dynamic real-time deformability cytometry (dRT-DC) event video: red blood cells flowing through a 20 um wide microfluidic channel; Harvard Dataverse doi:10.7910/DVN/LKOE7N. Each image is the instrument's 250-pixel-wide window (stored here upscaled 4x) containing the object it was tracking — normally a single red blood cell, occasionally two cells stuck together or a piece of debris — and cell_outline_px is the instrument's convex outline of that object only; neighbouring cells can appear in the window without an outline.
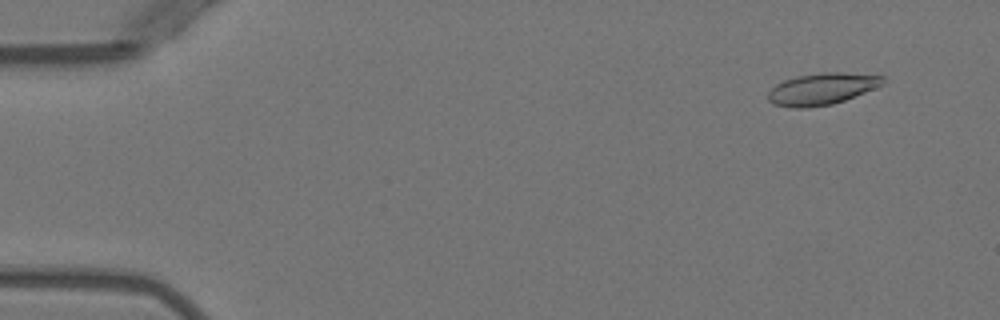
{"species": "Egyptian fruit bat (a non-hibernating species)", "species_latin": "Rousettus aegyptiacus", "temperature_condition": "warm", "stored_images_in_passage": 5, "camera_frame_rate_fps": 3000, "um_per_image_px": 0.085, "animal": {"sex": "female"}, "frame": {"image": 1, "passage_image": 2, "time_ms": 1.0, "image_size_px": [1000, 320], "cell_outline_px": [[884, 84], [876, 88], [844, 100], [832, 104], [808, 108], [792, 108], [772, 104], [768, 100], [768, 92], [776, 84], [784, 80], [796, 76], [824, 72], [840, 72], [884, 76]], "centroid_in_image_um": [69.84, 7.56], "position_along_channel_um": 15.2, "area_um2": 21.27}}
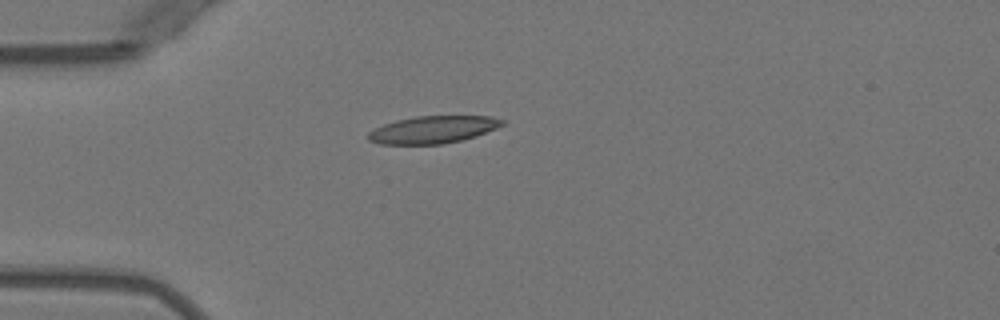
{"frame": {"image": 2, "passage_image": 5, "time_ms": 4.333, "image_size_px": [1000, 320], "cell_outline_px": [[504, 124], [496, 128], [476, 136], [460, 140], [440, 144], [380, 144], [368, 140], [368, 132], [384, 124], [396, 120], [416, 116], [492, 116], [504, 120]], "centroid_in_image_um": [36.8, 11.01], "position_along_channel_um": 48.2, "area_um2": 21.21}}